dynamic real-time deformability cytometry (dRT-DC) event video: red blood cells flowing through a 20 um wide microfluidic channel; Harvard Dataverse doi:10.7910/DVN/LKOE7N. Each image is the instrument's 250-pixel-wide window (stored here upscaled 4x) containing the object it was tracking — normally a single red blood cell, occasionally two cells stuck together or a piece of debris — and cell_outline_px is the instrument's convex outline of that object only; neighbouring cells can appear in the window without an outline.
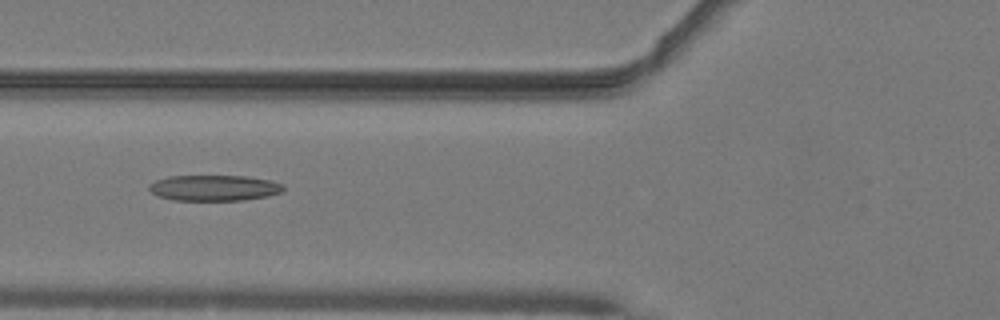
{"species": "common noctule bat (a hibernating species)", "species_latin": "Nyctalus noctula", "temperature_condition": "warm", "stored_images_in_passage": 36, "camera_frame_rate_fps": 3000, "um_per_image_px": 0.085, "animal": {"sex": "male", "body_mass_g": 19.2, "forearm_length_mm": 51.8}, "frame": {"image": 1, "passage_image": 6, "time_ms": 1.667, "image_size_px": [1000, 320], "cell_outline_px": [[284, 188], [280, 192], [268, 196], [244, 200], [172, 200], [156, 196], [148, 188], [148, 184], [156, 180], [168, 176], [244, 176], [268, 180], [284, 184]], "centroid_in_image_um": [18.16, 15.97], "position_along_channel_um": 107.6, "area_um2": 20.17}}
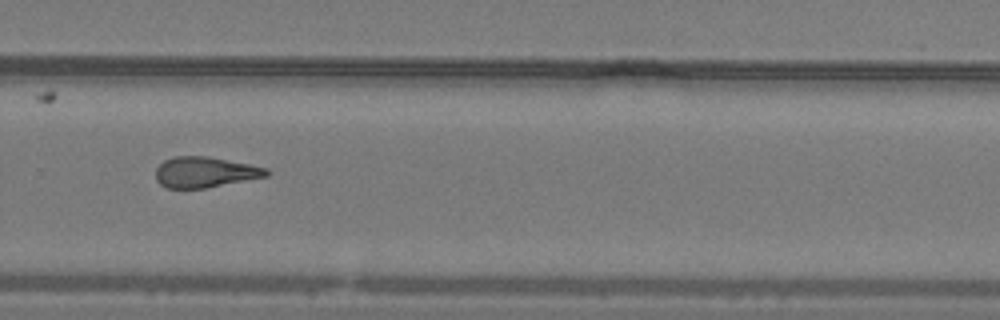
{"frame": {"image": 2, "passage_image": 21, "time_ms": 6.667, "image_size_px": [1000, 320], "cell_outline_px": [[268, 176], [204, 188], [168, 188], [160, 184], [156, 180], [156, 168], [164, 160], [172, 156], [208, 156], [268, 168]], "centroid_in_image_um": [17.39, 14.62], "position_along_channel_um": 312.4, "area_um2": 19.65}, "authors_computed_cell_mechanics": {"area_um2": 19.7965, "velocity_mm_per_s": 4.0943, "shape_relaxation_time_tau1_ms": null, "shape_relaxation_time_tau2_ms": 5.33, "deformation_change_tau1": null, "deformation_change_tau2": 0.1893}}